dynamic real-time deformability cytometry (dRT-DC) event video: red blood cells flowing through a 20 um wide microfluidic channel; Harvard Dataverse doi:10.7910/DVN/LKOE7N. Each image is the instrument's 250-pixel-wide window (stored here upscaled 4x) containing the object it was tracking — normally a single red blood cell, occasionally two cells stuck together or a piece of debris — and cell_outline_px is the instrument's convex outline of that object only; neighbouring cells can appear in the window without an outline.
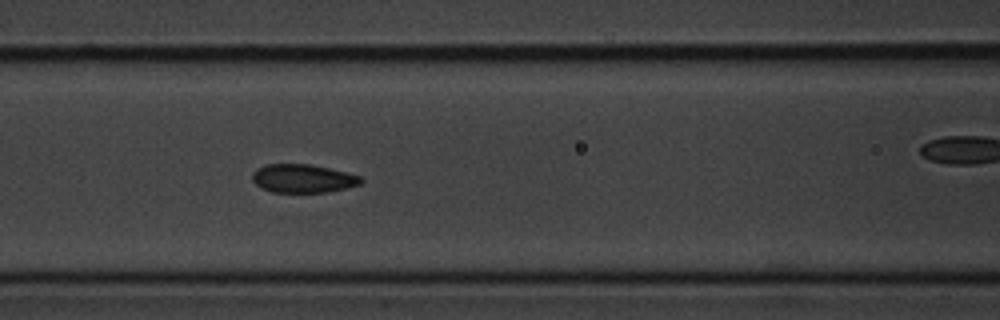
{"species": "common noctule bat (a hibernating species)", "species_latin": "Nyctalus noctula", "temperature_condition": "cold", "stored_images_in_passage": 7, "segment_of_instrument_passage": [1, 2], "camera_frame_rate_fps": 3000, "um_per_image_px": 0.085, "animal": {"sex": "male", "body_mass_g": 20.1, "forearm_length_mm": 53.5}, "frame": {"image": 1, "passage_image": 6, "time_ms": 5.667, "image_size_px": [1000, 320], "cell_outline_px": [[364, 180], [360, 184], [344, 188], [324, 192], [272, 192], [260, 188], [252, 180], [252, 172], [256, 168], [264, 164], [308, 164], [328, 168], [360, 176]], "centroid_in_image_um": [25.68, 15.16], "position_along_channel_um": 140.9, "area_um2": 17.92}}